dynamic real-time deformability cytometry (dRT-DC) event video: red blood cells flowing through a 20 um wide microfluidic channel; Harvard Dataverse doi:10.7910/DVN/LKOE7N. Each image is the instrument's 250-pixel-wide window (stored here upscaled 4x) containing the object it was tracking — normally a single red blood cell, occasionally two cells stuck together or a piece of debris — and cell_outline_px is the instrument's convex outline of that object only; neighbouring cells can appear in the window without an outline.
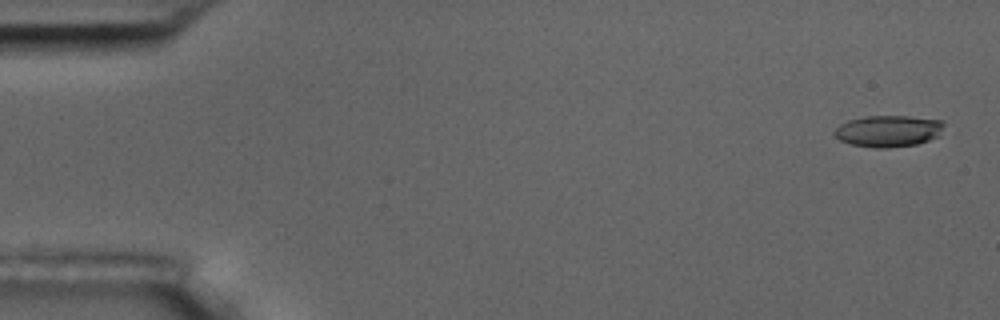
{"species": "common noctule bat (a hibernating species)", "species_latin": "Nyctalus noctula", "temperature_condition": "room temperature", "stored_images_in_passage": 5, "camera_frame_rate_fps": 3000, "um_per_image_px": 0.085, "animal": {"sex": "male", "body_mass_g": 17.5, "forearm_length_mm": 52.3}, "frame": {"image": 1, "passage_image": 1, "time_ms": 0.0, "image_size_px": [1000, 320], "cell_outline_px": [[944, 124], [940, 136], [916, 144], [888, 148], [876, 148], [852, 144], [840, 140], [832, 132], [840, 124], [848, 120], [864, 116], [908, 116], [944, 120]], "centroid_in_image_um": [75.53, 11.13], "position_along_channel_um": 9.5, "area_um2": 20.23}}
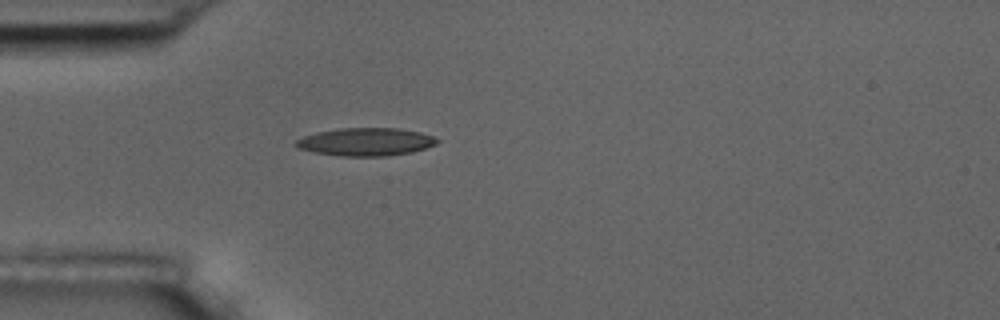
{"frame": {"image": 2, "passage_image": 5, "time_ms": 4.667, "image_size_px": [1000, 320], "cell_outline_px": [[440, 140], [436, 144], [412, 152], [388, 156], [340, 156], [312, 152], [296, 148], [292, 144], [296, 140], [304, 136], [316, 132], [340, 128], [400, 128], [420, 132], [432, 136]], "centroid_in_image_um": [31.05, 12.06], "position_along_channel_um": 54.0, "area_um2": 23.18}}